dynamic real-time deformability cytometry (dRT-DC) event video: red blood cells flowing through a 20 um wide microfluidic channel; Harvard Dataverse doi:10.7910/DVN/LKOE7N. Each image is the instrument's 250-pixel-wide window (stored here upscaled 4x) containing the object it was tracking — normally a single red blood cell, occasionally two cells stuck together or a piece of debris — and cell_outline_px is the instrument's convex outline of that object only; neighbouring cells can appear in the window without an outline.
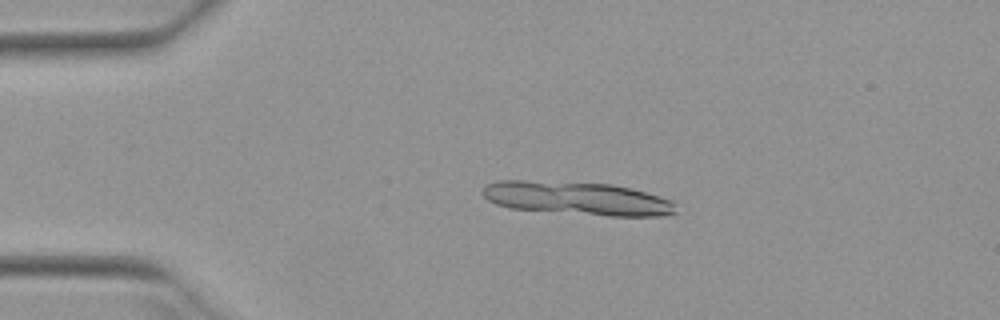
{"species": "Egyptian fruit bat (a non-hibernating species)", "species_latin": "Rousettus aegyptiacus", "temperature_condition": "warm", "stored_images_in_passage": 15, "camera_frame_rate_fps": 3000, "um_per_image_px": 0.085, "animal": {"sex": "female"}, "frame": {"image": 1, "passage_image": 5, "time_ms": 1.333, "image_size_px": [1000, 320], "cell_outline_px": [[676, 212], [668, 216], [608, 216], [508, 208], [496, 204], [488, 200], [480, 192], [484, 184], [500, 180], [524, 180], [612, 184], [632, 188], [672, 200], [676, 204]], "centroid_in_image_um": [49.05, 16.86], "position_along_channel_um": 35.9, "area_um2": 37.86}}